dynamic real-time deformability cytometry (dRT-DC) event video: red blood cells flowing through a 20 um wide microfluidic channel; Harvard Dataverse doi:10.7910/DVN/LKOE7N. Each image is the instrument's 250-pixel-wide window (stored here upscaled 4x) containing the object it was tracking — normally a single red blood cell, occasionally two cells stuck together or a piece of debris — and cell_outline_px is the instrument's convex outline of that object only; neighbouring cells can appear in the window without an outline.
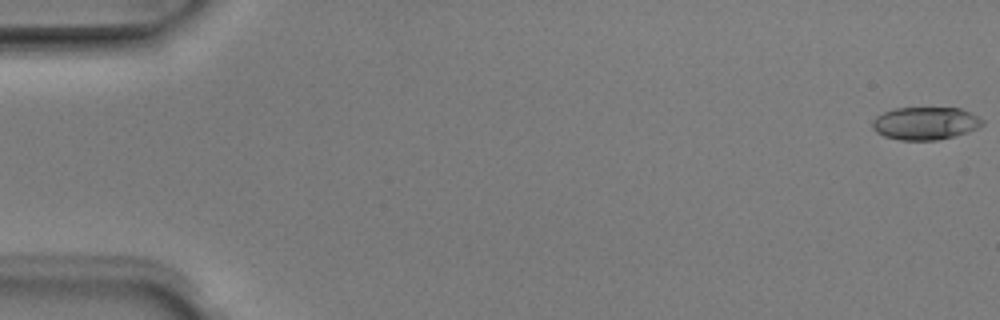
{"species": "Egyptian fruit bat (a non-hibernating species)", "species_latin": "Rousettus aegyptiacus", "temperature_condition": "room temperature", "stored_images_in_passage": 4, "camera_frame_rate_fps": 3000, "um_per_image_px": 0.085, "animal": {"sex": "male"}, "frame": {"image": 1, "passage_image": 1, "time_ms": 0.0, "image_size_px": [1000, 320], "cell_outline_px": [[984, 124], [968, 132], [936, 140], [900, 140], [884, 136], [876, 132], [872, 128], [872, 120], [876, 116], [884, 112], [896, 108], [960, 108], [984, 120]], "centroid_in_image_um": [78.62, 10.48], "position_along_channel_um": 6.4, "area_um2": 20.87}}
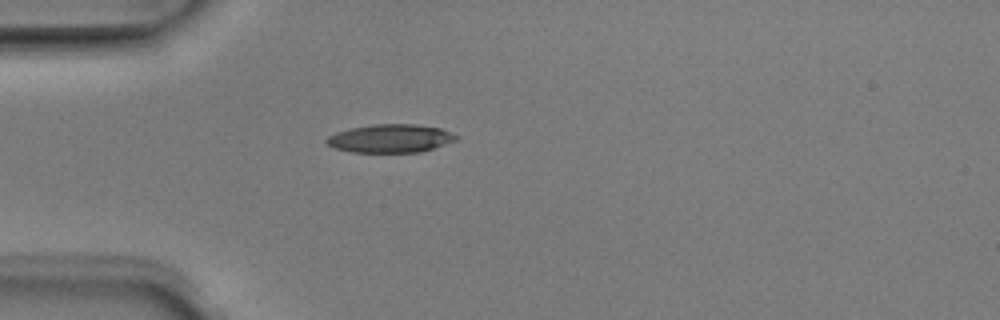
{"frame": {"image": 2, "passage_image": 4, "time_ms": 1.0, "image_size_px": [1000, 320], "cell_outline_px": [[460, 140], [420, 152], [352, 152], [332, 148], [324, 140], [328, 136], [336, 132], [348, 128], [372, 124], [416, 124], [440, 128], [460, 136]], "centroid_in_image_um": [33.19, 11.76], "position_along_channel_um": 51.8, "area_um2": 21.68}}